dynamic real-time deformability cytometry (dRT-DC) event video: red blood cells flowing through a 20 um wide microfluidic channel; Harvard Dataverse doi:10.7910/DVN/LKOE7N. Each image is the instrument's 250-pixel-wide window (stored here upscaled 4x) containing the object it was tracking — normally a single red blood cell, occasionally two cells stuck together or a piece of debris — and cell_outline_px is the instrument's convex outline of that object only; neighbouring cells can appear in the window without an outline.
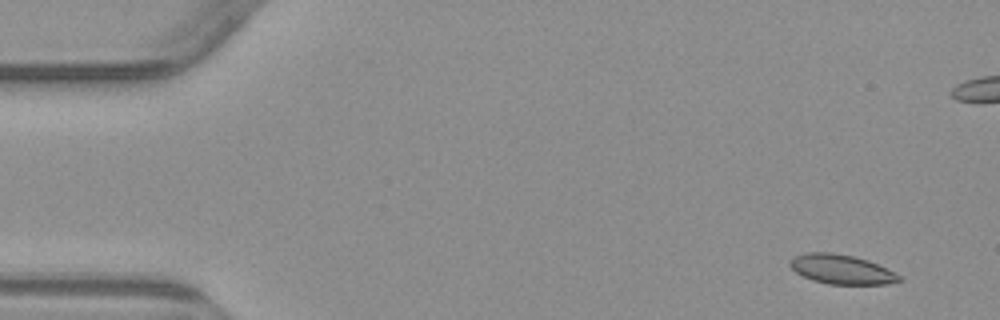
{"species": "common noctule bat (a hibernating species)", "species_latin": "Nyctalus noctula", "temperature_condition": "warm", "stored_images_in_passage": 6, "camera_frame_rate_fps": 3000, "um_per_image_px": 0.085, "animal": {"sex": "male", "body_mass_g": 23.1, "forearm_length_mm": 52.7}, "frame": {"image": 1, "passage_image": 2, "time_ms": 1.0, "image_size_px": [1000, 320], "cell_outline_px": [[900, 280], [884, 284], [828, 284], [812, 280], [796, 272], [788, 264], [796, 256], [808, 252], [832, 252], [852, 256], [868, 260], [900, 276]], "centroid_in_image_um": [71.48, 22.89], "position_along_channel_um": 13.5, "area_um2": 18.26}}